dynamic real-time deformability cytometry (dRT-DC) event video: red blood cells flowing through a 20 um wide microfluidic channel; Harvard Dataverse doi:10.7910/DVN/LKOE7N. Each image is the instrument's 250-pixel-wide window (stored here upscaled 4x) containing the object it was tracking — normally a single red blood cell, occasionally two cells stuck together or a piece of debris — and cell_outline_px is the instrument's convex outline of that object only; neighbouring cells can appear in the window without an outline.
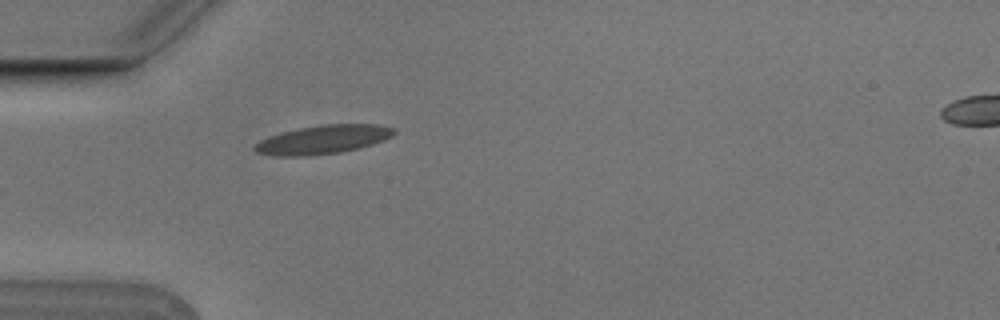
{"species": "Egyptian fruit bat (a non-hibernating species)", "species_latin": "Rousettus aegyptiacus", "temperature_condition": "cold", "stored_images_in_passage": 3, "segment_of_instrument_passage": [1, 2], "camera_frame_rate_fps": 3000, "um_per_image_px": 0.085, "animal": {"sex": "male"}, "frame": {"image": 1, "passage_image": 2, "time_ms": 0.333, "image_size_px": [1000, 320], "cell_outline_px": [[396, 132], [392, 136], [384, 140], [360, 148], [340, 152], [308, 156], [276, 156], [256, 152], [252, 148], [260, 140], [296, 128], [324, 124], [380, 124], [396, 128]], "centroid_in_image_um": [27.5, 11.86], "position_along_channel_um": 57.5, "area_um2": 23.35}}